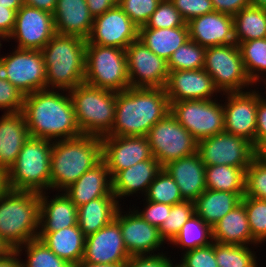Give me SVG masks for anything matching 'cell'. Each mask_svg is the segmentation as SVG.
Masks as SVG:
<instances>
[{
    "label": "cell",
    "mask_w": 266,
    "mask_h": 267,
    "mask_svg": "<svg viewBox=\"0 0 266 267\" xmlns=\"http://www.w3.org/2000/svg\"><path fill=\"white\" fill-rule=\"evenodd\" d=\"M64 91L45 89L25 95L21 112L30 137L57 141L82 135L69 91Z\"/></svg>",
    "instance_id": "obj_1"
},
{
    "label": "cell",
    "mask_w": 266,
    "mask_h": 267,
    "mask_svg": "<svg viewBox=\"0 0 266 267\" xmlns=\"http://www.w3.org/2000/svg\"><path fill=\"white\" fill-rule=\"evenodd\" d=\"M170 113L165 88H136L116 92V112L106 136H147L155 123Z\"/></svg>",
    "instance_id": "obj_2"
},
{
    "label": "cell",
    "mask_w": 266,
    "mask_h": 267,
    "mask_svg": "<svg viewBox=\"0 0 266 267\" xmlns=\"http://www.w3.org/2000/svg\"><path fill=\"white\" fill-rule=\"evenodd\" d=\"M102 160V140L94 135L53 141L50 189L64 191Z\"/></svg>",
    "instance_id": "obj_3"
},
{
    "label": "cell",
    "mask_w": 266,
    "mask_h": 267,
    "mask_svg": "<svg viewBox=\"0 0 266 267\" xmlns=\"http://www.w3.org/2000/svg\"><path fill=\"white\" fill-rule=\"evenodd\" d=\"M41 52L46 67V89L67 92L84 83L85 39L55 34Z\"/></svg>",
    "instance_id": "obj_4"
},
{
    "label": "cell",
    "mask_w": 266,
    "mask_h": 267,
    "mask_svg": "<svg viewBox=\"0 0 266 267\" xmlns=\"http://www.w3.org/2000/svg\"><path fill=\"white\" fill-rule=\"evenodd\" d=\"M40 193L8 189L0 197V237L12 250L38 238Z\"/></svg>",
    "instance_id": "obj_5"
},
{
    "label": "cell",
    "mask_w": 266,
    "mask_h": 267,
    "mask_svg": "<svg viewBox=\"0 0 266 267\" xmlns=\"http://www.w3.org/2000/svg\"><path fill=\"white\" fill-rule=\"evenodd\" d=\"M52 144V140L29 137L6 172L10 190L36 193L50 190Z\"/></svg>",
    "instance_id": "obj_6"
},
{
    "label": "cell",
    "mask_w": 266,
    "mask_h": 267,
    "mask_svg": "<svg viewBox=\"0 0 266 267\" xmlns=\"http://www.w3.org/2000/svg\"><path fill=\"white\" fill-rule=\"evenodd\" d=\"M69 94L82 135L106 136L113 127L116 92L82 83Z\"/></svg>",
    "instance_id": "obj_7"
},
{
    "label": "cell",
    "mask_w": 266,
    "mask_h": 267,
    "mask_svg": "<svg viewBox=\"0 0 266 267\" xmlns=\"http://www.w3.org/2000/svg\"><path fill=\"white\" fill-rule=\"evenodd\" d=\"M84 83L121 92L130 87L124 49L86 44Z\"/></svg>",
    "instance_id": "obj_8"
},
{
    "label": "cell",
    "mask_w": 266,
    "mask_h": 267,
    "mask_svg": "<svg viewBox=\"0 0 266 267\" xmlns=\"http://www.w3.org/2000/svg\"><path fill=\"white\" fill-rule=\"evenodd\" d=\"M204 70L221 94L243 92L254 85L246 73L237 43L207 47Z\"/></svg>",
    "instance_id": "obj_9"
},
{
    "label": "cell",
    "mask_w": 266,
    "mask_h": 267,
    "mask_svg": "<svg viewBox=\"0 0 266 267\" xmlns=\"http://www.w3.org/2000/svg\"><path fill=\"white\" fill-rule=\"evenodd\" d=\"M169 103L170 114L197 142L224 131L223 105L216 98Z\"/></svg>",
    "instance_id": "obj_10"
},
{
    "label": "cell",
    "mask_w": 266,
    "mask_h": 267,
    "mask_svg": "<svg viewBox=\"0 0 266 267\" xmlns=\"http://www.w3.org/2000/svg\"><path fill=\"white\" fill-rule=\"evenodd\" d=\"M146 137L162 167L197 152V141L170 113L155 123Z\"/></svg>",
    "instance_id": "obj_11"
},
{
    "label": "cell",
    "mask_w": 266,
    "mask_h": 267,
    "mask_svg": "<svg viewBox=\"0 0 266 267\" xmlns=\"http://www.w3.org/2000/svg\"><path fill=\"white\" fill-rule=\"evenodd\" d=\"M0 55V73L24 95L46 89V67L41 50L14 49Z\"/></svg>",
    "instance_id": "obj_12"
},
{
    "label": "cell",
    "mask_w": 266,
    "mask_h": 267,
    "mask_svg": "<svg viewBox=\"0 0 266 267\" xmlns=\"http://www.w3.org/2000/svg\"><path fill=\"white\" fill-rule=\"evenodd\" d=\"M197 153L205 166L229 165L247 169L254 158L253 145L225 131L197 142Z\"/></svg>",
    "instance_id": "obj_13"
},
{
    "label": "cell",
    "mask_w": 266,
    "mask_h": 267,
    "mask_svg": "<svg viewBox=\"0 0 266 267\" xmlns=\"http://www.w3.org/2000/svg\"><path fill=\"white\" fill-rule=\"evenodd\" d=\"M130 87L164 88L168 80L167 61L160 58L138 39L126 49Z\"/></svg>",
    "instance_id": "obj_14"
},
{
    "label": "cell",
    "mask_w": 266,
    "mask_h": 267,
    "mask_svg": "<svg viewBox=\"0 0 266 267\" xmlns=\"http://www.w3.org/2000/svg\"><path fill=\"white\" fill-rule=\"evenodd\" d=\"M262 93L250 90L224 93V131L249 141L255 146L257 104Z\"/></svg>",
    "instance_id": "obj_15"
},
{
    "label": "cell",
    "mask_w": 266,
    "mask_h": 267,
    "mask_svg": "<svg viewBox=\"0 0 266 267\" xmlns=\"http://www.w3.org/2000/svg\"><path fill=\"white\" fill-rule=\"evenodd\" d=\"M56 34L52 13L27 6L17 11L12 33L6 39H16L18 49L42 50Z\"/></svg>",
    "instance_id": "obj_16"
},
{
    "label": "cell",
    "mask_w": 266,
    "mask_h": 267,
    "mask_svg": "<svg viewBox=\"0 0 266 267\" xmlns=\"http://www.w3.org/2000/svg\"><path fill=\"white\" fill-rule=\"evenodd\" d=\"M138 39V27L116 5L104 14L96 16L86 44L126 49Z\"/></svg>",
    "instance_id": "obj_17"
},
{
    "label": "cell",
    "mask_w": 266,
    "mask_h": 267,
    "mask_svg": "<svg viewBox=\"0 0 266 267\" xmlns=\"http://www.w3.org/2000/svg\"><path fill=\"white\" fill-rule=\"evenodd\" d=\"M102 160L111 178L119 171L153 157L146 136H103Z\"/></svg>",
    "instance_id": "obj_18"
},
{
    "label": "cell",
    "mask_w": 266,
    "mask_h": 267,
    "mask_svg": "<svg viewBox=\"0 0 266 267\" xmlns=\"http://www.w3.org/2000/svg\"><path fill=\"white\" fill-rule=\"evenodd\" d=\"M135 209L126 213L119 208L115 216L126 250L130 256L154 254L165 242L160 237L159 229L143 220Z\"/></svg>",
    "instance_id": "obj_19"
},
{
    "label": "cell",
    "mask_w": 266,
    "mask_h": 267,
    "mask_svg": "<svg viewBox=\"0 0 266 267\" xmlns=\"http://www.w3.org/2000/svg\"><path fill=\"white\" fill-rule=\"evenodd\" d=\"M130 258L124 245L120 224L114 219L86 237L83 261L99 264H125Z\"/></svg>",
    "instance_id": "obj_20"
},
{
    "label": "cell",
    "mask_w": 266,
    "mask_h": 267,
    "mask_svg": "<svg viewBox=\"0 0 266 267\" xmlns=\"http://www.w3.org/2000/svg\"><path fill=\"white\" fill-rule=\"evenodd\" d=\"M164 88L169 102L212 100L214 93H220L204 69L169 71Z\"/></svg>",
    "instance_id": "obj_21"
},
{
    "label": "cell",
    "mask_w": 266,
    "mask_h": 267,
    "mask_svg": "<svg viewBox=\"0 0 266 267\" xmlns=\"http://www.w3.org/2000/svg\"><path fill=\"white\" fill-rule=\"evenodd\" d=\"M189 38L203 47L236 43L233 16L213 11L187 22Z\"/></svg>",
    "instance_id": "obj_22"
},
{
    "label": "cell",
    "mask_w": 266,
    "mask_h": 267,
    "mask_svg": "<svg viewBox=\"0 0 266 267\" xmlns=\"http://www.w3.org/2000/svg\"><path fill=\"white\" fill-rule=\"evenodd\" d=\"M163 168L178 185L183 200L194 202L206 190V166L197 152L169 162Z\"/></svg>",
    "instance_id": "obj_23"
},
{
    "label": "cell",
    "mask_w": 266,
    "mask_h": 267,
    "mask_svg": "<svg viewBox=\"0 0 266 267\" xmlns=\"http://www.w3.org/2000/svg\"><path fill=\"white\" fill-rule=\"evenodd\" d=\"M53 17L56 34L78 36L85 40L94 21L86 0H57Z\"/></svg>",
    "instance_id": "obj_24"
},
{
    "label": "cell",
    "mask_w": 266,
    "mask_h": 267,
    "mask_svg": "<svg viewBox=\"0 0 266 267\" xmlns=\"http://www.w3.org/2000/svg\"><path fill=\"white\" fill-rule=\"evenodd\" d=\"M162 168L161 164L153 156L151 159L136 163L127 169L117 172L112 177V192L117 201L119 202L120 200L118 199L132 196L134 193L140 194L141 192L145 196L149 185Z\"/></svg>",
    "instance_id": "obj_25"
},
{
    "label": "cell",
    "mask_w": 266,
    "mask_h": 267,
    "mask_svg": "<svg viewBox=\"0 0 266 267\" xmlns=\"http://www.w3.org/2000/svg\"><path fill=\"white\" fill-rule=\"evenodd\" d=\"M63 192L77 207L99 197L115 196L112 192V178L103 160Z\"/></svg>",
    "instance_id": "obj_26"
},
{
    "label": "cell",
    "mask_w": 266,
    "mask_h": 267,
    "mask_svg": "<svg viewBox=\"0 0 266 267\" xmlns=\"http://www.w3.org/2000/svg\"><path fill=\"white\" fill-rule=\"evenodd\" d=\"M29 130L22 112L3 113L0 117V168L6 172L15 163Z\"/></svg>",
    "instance_id": "obj_27"
},
{
    "label": "cell",
    "mask_w": 266,
    "mask_h": 267,
    "mask_svg": "<svg viewBox=\"0 0 266 267\" xmlns=\"http://www.w3.org/2000/svg\"><path fill=\"white\" fill-rule=\"evenodd\" d=\"M46 192L40 193L39 232H55L77 225L78 207L62 191L48 199Z\"/></svg>",
    "instance_id": "obj_28"
},
{
    "label": "cell",
    "mask_w": 266,
    "mask_h": 267,
    "mask_svg": "<svg viewBox=\"0 0 266 267\" xmlns=\"http://www.w3.org/2000/svg\"><path fill=\"white\" fill-rule=\"evenodd\" d=\"M212 238L213 241L221 244L258 245L252 237L246 209L242 202L212 226Z\"/></svg>",
    "instance_id": "obj_29"
},
{
    "label": "cell",
    "mask_w": 266,
    "mask_h": 267,
    "mask_svg": "<svg viewBox=\"0 0 266 267\" xmlns=\"http://www.w3.org/2000/svg\"><path fill=\"white\" fill-rule=\"evenodd\" d=\"M38 239L71 265L83 260L86 236L78 225L55 232H39Z\"/></svg>",
    "instance_id": "obj_30"
},
{
    "label": "cell",
    "mask_w": 266,
    "mask_h": 267,
    "mask_svg": "<svg viewBox=\"0 0 266 267\" xmlns=\"http://www.w3.org/2000/svg\"><path fill=\"white\" fill-rule=\"evenodd\" d=\"M121 204L115 196H104L78 207L77 225L87 237L115 219Z\"/></svg>",
    "instance_id": "obj_31"
},
{
    "label": "cell",
    "mask_w": 266,
    "mask_h": 267,
    "mask_svg": "<svg viewBox=\"0 0 266 267\" xmlns=\"http://www.w3.org/2000/svg\"><path fill=\"white\" fill-rule=\"evenodd\" d=\"M189 39L188 27L154 29L138 28V40L168 62L172 54Z\"/></svg>",
    "instance_id": "obj_32"
},
{
    "label": "cell",
    "mask_w": 266,
    "mask_h": 267,
    "mask_svg": "<svg viewBox=\"0 0 266 267\" xmlns=\"http://www.w3.org/2000/svg\"><path fill=\"white\" fill-rule=\"evenodd\" d=\"M245 193L206 189L195 201V214L211 227L241 202Z\"/></svg>",
    "instance_id": "obj_33"
},
{
    "label": "cell",
    "mask_w": 266,
    "mask_h": 267,
    "mask_svg": "<svg viewBox=\"0 0 266 267\" xmlns=\"http://www.w3.org/2000/svg\"><path fill=\"white\" fill-rule=\"evenodd\" d=\"M234 37L236 43L266 38V9L249 6L235 16Z\"/></svg>",
    "instance_id": "obj_34"
},
{
    "label": "cell",
    "mask_w": 266,
    "mask_h": 267,
    "mask_svg": "<svg viewBox=\"0 0 266 267\" xmlns=\"http://www.w3.org/2000/svg\"><path fill=\"white\" fill-rule=\"evenodd\" d=\"M206 189L245 193L246 169L229 165H213L205 168Z\"/></svg>",
    "instance_id": "obj_35"
},
{
    "label": "cell",
    "mask_w": 266,
    "mask_h": 267,
    "mask_svg": "<svg viewBox=\"0 0 266 267\" xmlns=\"http://www.w3.org/2000/svg\"><path fill=\"white\" fill-rule=\"evenodd\" d=\"M213 243L212 227L194 214L180 229L170 244L179 245L184 252Z\"/></svg>",
    "instance_id": "obj_36"
},
{
    "label": "cell",
    "mask_w": 266,
    "mask_h": 267,
    "mask_svg": "<svg viewBox=\"0 0 266 267\" xmlns=\"http://www.w3.org/2000/svg\"><path fill=\"white\" fill-rule=\"evenodd\" d=\"M238 46L246 73L252 83L256 85L257 82H260L259 79L262 80L260 77L266 75V38L241 42Z\"/></svg>",
    "instance_id": "obj_37"
},
{
    "label": "cell",
    "mask_w": 266,
    "mask_h": 267,
    "mask_svg": "<svg viewBox=\"0 0 266 267\" xmlns=\"http://www.w3.org/2000/svg\"><path fill=\"white\" fill-rule=\"evenodd\" d=\"M24 249L27 260L21 261V267H72L69 262L59 258L38 238L17 247L15 251L21 256Z\"/></svg>",
    "instance_id": "obj_38"
},
{
    "label": "cell",
    "mask_w": 266,
    "mask_h": 267,
    "mask_svg": "<svg viewBox=\"0 0 266 267\" xmlns=\"http://www.w3.org/2000/svg\"><path fill=\"white\" fill-rule=\"evenodd\" d=\"M205 52L206 47L189 38L168 60V71L204 69Z\"/></svg>",
    "instance_id": "obj_39"
},
{
    "label": "cell",
    "mask_w": 266,
    "mask_h": 267,
    "mask_svg": "<svg viewBox=\"0 0 266 267\" xmlns=\"http://www.w3.org/2000/svg\"><path fill=\"white\" fill-rule=\"evenodd\" d=\"M218 267H257L256 252L247 245H229L214 241Z\"/></svg>",
    "instance_id": "obj_40"
},
{
    "label": "cell",
    "mask_w": 266,
    "mask_h": 267,
    "mask_svg": "<svg viewBox=\"0 0 266 267\" xmlns=\"http://www.w3.org/2000/svg\"><path fill=\"white\" fill-rule=\"evenodd\" d=\"M144 200L174 205L183 201L180 189L168 172L162 168L149 185Z\"/></svg>",
    "instance_id": "obj_41"
},
{
    "label": "cell",
    "mask_w": 266,
    "mask_h": 267,
    "mask_svg": "<svg viewBox=\"0 0 266 267\" xmlns=\"http://www.w3.org/2000/svg\"><path fill=\"white\" fill-rule=\"evenodd\" d=\"M195 214L193 201L183 200L171 206L166 220L159 228L160 237L164 242H171L182 226Z\"/></svg>",
    "instance_id": "obj_42"
},
{
    "label": "cell",
    "mask_w": 266,
    "mask_h": 267,
    "mask_svg": "<svg viewBox=\"0 0 266 267\" xmlns=\"http://www.w3.org/2000/svg\"><path fill=\"white\" fill-rule=\"evenodd\" d=\"M244 204L253 239L262 244L266 241V200L243 196Z\"/></svg>",
    "instance_id": "obj_43"
},
{
    "label": "cell",
    "mask_w": 266,
    "mask_h": 267,
    "mask_svg": "<svg viewBox=\"0 0 266 267\" xmlns=\"http://www.w3.org/2000/svg\"><path fill=\"white\" fill-rule=\"evenodd\" d=\"M145 27L154 29H168L188 27V25L170 0H161L155 12L150 16L145 24Z\"/></svg>",
    "instance_id": "obj_44"
},
{
    "label": "cell",
    "mask_w": 266,
    "mask_h": 267,
    "mask_svg": "<svg viewBox=\"0 0 266 267\" xmlns=\"http://www.w3.org/2000/svg\"><path fill=\"white\" fill-rule=\"evenodd\" d=\"M161 0H118V6L138 27L145 26Z\"/></svg>",
    "instance_id": "obj_45"
},
{
    "label": "cell",
    "mask_w": 266,
    "mask_h": 267,
    "mask_svg": "<svg viewBox=\"0 0 266 267\" xmlns=\"http://www.w3.org/2000/svg\"><path fill=\"white\" fill-rule=\"evenodd\" d=\"M244 195L266 200V166L254 158L246 169Z\"/></svg>",
    "instance_id": "obj_46"
},
{
    "label": "cell",
    "mask_w": 266,
    "mask_h": 267,
    "mask_svg": "<svg viewBox=\"0 0 266 267\" xmlns=\"http://www.w3.org/2000/svg\"><path fill=\"white\" fill-rule=\"evenodd\" d=\"M24 99V93L12 85L0 73V110L4 109V113L21 112Z\"/></svg>",
    "instance_id": "obj_47"
},
{
    "label": "cell",
    "mask_w": 266,
    "mask_h": 267,
    "mask_svg": "<svg viewBox=\"0 0 266 267\" xmlns=\"http://www.w3.org/2000/svg\"><path fill=\"white\" fill-rule=\"evenodd\" d=\"M182 256V261L180 260L178 264L180 267H218L215 258L214 241L208 246L184 252Z\"/></svg>",
    "instance_id": "obj_48"
},
{
    "label": "cell",
    "mask_w": 266,
    "mask_h": 267,
    "mask_svg": "<svg viewBox=\"0 0 266 267\" xmlns=\"http://www.w3.org/2000/svg\"><path fill=\"white\" fill-rule=\"evenodd\" d=\"M186 22L214 11L211 0H170Z\"/></svg>",
    "instance_id": "obj_49"
},
{
    "label": "cell",
    "mask_w": 266,
    "mask_h": 267,
    "mask_svg": "<svg viewBox=\"0 0 266 267\" xmlns=\"http://www.w3.org/2000/svg\"><path fill=\"white\" fill-rule=\"evenodd\" d=\"M145 201L147 204L143 211L139 212L138 209L135 211L143 220L159 229L164 220H166L167 212H170L171 205L148 200Z\"/></svg>",
    "instance_id": "obj_50"
},
{
    "label": "cell",
    "mask_w": 266,
    "mask_h": 267,
    "mask_svg": "<svg viewBox=\"0 0 266 267\" xmlns=\"http://www.w3.org/2000/svg\"><path fill=\"white\" fill-rule=\"evenodd\" d=\"M161 253L130 256L125 267H172L173 262L170 257H167L163 252Z\"/></svg>",
    "instance_id": "obj_51"
},
{
    "label": "cell",
    "mask_w": 266,
    "mask_h": 267,
    "mask_svg": "<svg viewBox=\"0 0 266 267\" xmlns=\"http://www.w3.org/2000/svg\"><path fill=\"white\" fill-rule=\"evenodd\" d=\"M214 11L235 16L243 8L251 6V0H211Z\"/></svg>",
    "instance_id": "obj_52"
},
{
    "label": "cell",
    "mask_w": 266,
    "mask_h": 267,
    "mask_svg": "<svg viewBox=\"0 0 266 267\" xmlns=\"http://www.w3.org/2000/svg\"><path fill=\"white\" fill-rule=\"evenodd\" d=\"M17 12L0 6V37L6 40L12 33Z\"/></svg>",
    "instance_id": "obj_53"
},
{
    "label": "cell",
    "mask_w": 266,
    "mask_h": 267,
    "mask_svg": "<svg viewBox=\"0 0 266 267\" xmlns=\"http://www.w3.org/2000/svg\"><path fill=\"white\" fill-rule=\"evenodd\" d=\"M266 140V101L262 98L257 104L255 145Z\"/></svg>",
    "instance_id": "obj_54"
},
{
    "label": "cell",
    "mask_w": 266,
    "mask_h": 267,
    "mask_svg": "<svg viewBox=\"0 0 266 267\" xmlns=\"http://www.w3.org/2000/svg\"><path fill=\"white\" fill-rule=\"evenodd\" d=\"M86 3L90 14L95 18L118 5V0H86Z\"/></svg>",
    "instance_id": "obj_55"
},
{
    "label": "cell",
    "mask_w": 266,
    "mask_h": 267,
    "mask_svg": "<svg viewBox=\"0 0 266 267\" xmlns=\"http://www.w3.org/2000/svg\"><path fill=\"white\" fill-rule=\"evenodd\" d=\"M24 4L53 14L57 0H24Z\"/></svg>",
    "instance_id": "obj_56"
},
{
    "label": "cell",
    "mask_w": 266,
    "mask_h": 267,
    "mask_svg": "<svg viewBox=\"0 0 266 267\" xmlns=\"http://www.w3.org/2000/svg\"><path fill=\"white\" fill-rule=\"evenodd\" d=\"M18 257V258H17ZM15 250L0 259V267H21V257Z\"/></svg>",
    "instance_id": "obj_57"
},
{
    "label": "cell",
    "mask_w": 266,
    "mask_h": 267,
    "mask_svg": "<svg viewBox=\"0 0 266 267\" xmlns=\"http://www.w3.org/2000/svg\"><path fill=\"white\" fill-rule=\"evenodd\" d=\"M254 159L266 166V140L257 143L254 146Z\"/></svg>",
    "instance_id": "obj_58"
},
{
    "label": "cell",
    "mask_w": 266,
    "mask_h": 267,
    "mask_svg": "<svg viewBox=\"0 0 266 267\" xmlns=\"http://www.w3.org/2000/svg\"><path fill=\"white\" fill-rule=\"evenodd\" d=\"M72 267H125V264H107V263L93 264L81 260L78 263L73 264Z\"/></svg>",
    "instance_id": "obj_59"
},
{
    "label": "cell",
    "mask_w": 266,
    "mask_h": 267,
    "mask_svg": "<svg viewBox=\"0 0 266 267\" xmlns=\"http://www.w3.org/2000/svg\"><path fill=\"white\" fill-rule=\"evenodd\" d=\"M24 0H0V6L15 10L16 12L22 7Z\"/></svg>",
    "instance_id": "obj_60"
},
{
    "label": "cell",
    "mask_w": 266,
    "mask_h": 267,
    "mask_svg": "<svg viewBox=\"0 0 266 267\" xmlns=\"http://www.w3.org/2000/svg\"><path fill=\"white\" fill-rule=\"evenodd\" d=\"M7 173L0 168V197L8 190Z\"/></svg>",
    "instance_id": "obj_61"
},
{
    "label": "cell",
    "mask_w": 266,
    "mask_h": 267,
    "mask_svg": "<svg viewBox=\"0 0 266 267\" xmlns=\"http://www.w3.org/2000/svg\"><path fill=\"white\" fill-rule=\"evenodd\" d=\"M12 251L9 245L0 237V259L6 257Z\"/></svg>",
    "instance_id": "obj_62"
},
{
    "label": "cell",
    "mask_w": 266,
    "mask_h": 267,
    "mask_svg": "<svg viewBox=\"0 0 266 267\" xmlns=\"http://www.w3.org/2000/svg\"><path fill=\"white\" fill-rule=\"evenodd\" d=\"M251 6L266 9V0H251Z\"/></svg>",
    "instance_id": "obj_63"
},
{
    "label": "cell",
    "mask_w": 266,
    "mask_h": 267,
    "mask_svg": "<svg viewBox=\"0 0 266 267\" xmlns=\"http://www.w3.org/2000/svg\"><path fill=\"white\" fill-rule=\"evenodd\" d=\"M265 79H264L263 83H265V85H266V82H265L266 80ZM265 94H266V92H265ZM262 98L266 101V98L264 96Z\"/></svg>",
    "instance_id": "obj_64"
},
{
    "label": "cell",
    "mask_w": 266,
    "mask_h": 267,
    "mask_svg": "<svg viewBox=\"0 0 266 267\" xmlns=\"http://www.w3.org/2000/svg\"><path fill=\"white\" fill-rule=\"evenodd\" d=\"M172 267H180V266H179L178 263H177V264H175V265L173 264Z\"/></svg>",
    "instance_id": "obj_65"
},
{
    "label": "cell",
    "mask_w": 266,
    "mask_h": 267,
    "mask_svg": "<svg viewBox=\"0 0 266 267\" xmlns=\"http://www.w3.org/2000/svg\"><path fill=\"white\" fill-rule=\"evenodd\" d=\"M1 40H3V39L0 37V48H1V46H2V44H1Z\"/></svg>",
    "instance_id": "obj_66"
}]
</instances>
